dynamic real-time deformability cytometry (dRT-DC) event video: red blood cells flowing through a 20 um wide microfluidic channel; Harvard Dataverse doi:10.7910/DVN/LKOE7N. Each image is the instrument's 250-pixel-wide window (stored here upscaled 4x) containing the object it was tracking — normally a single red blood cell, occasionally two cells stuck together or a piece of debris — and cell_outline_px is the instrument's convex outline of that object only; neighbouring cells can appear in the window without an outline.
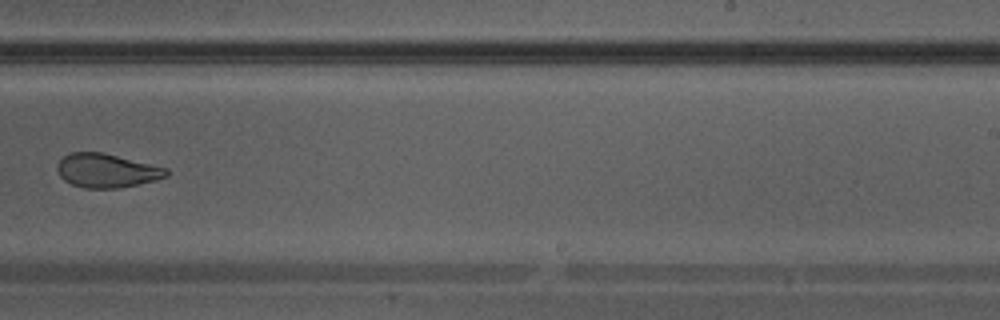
{"species": "Egyptian fruit bat (a non-hibernating species)", "species_latin": "Rousettus aegyptiacus", "temperature_condition": "warm", "stored_images_in_passage": 35, "camera_frame_rate_fps": 3000, "um_per_image_px": 0.085, "animal": {"sex": "male"}, "frame": {"image": 1, "passage_image": 20, "time_ms": 6.333, "image_size_px": [1000, 320], "cell_outline_px": [[168, 176], [156, 180], [116, 188], [84, 188], [72, 184], [64, 180], [60, 176], [56, 168], [56, 164], [64, 156], [72, 152], [100, 152], [168, 168]], "centroid_in_image_um": [9.04, 14.5], "position_along_channel_um": 280.0, "area_um2": 21.33}}